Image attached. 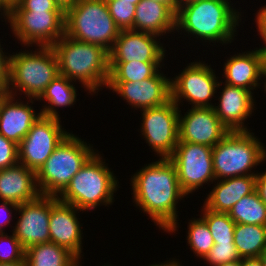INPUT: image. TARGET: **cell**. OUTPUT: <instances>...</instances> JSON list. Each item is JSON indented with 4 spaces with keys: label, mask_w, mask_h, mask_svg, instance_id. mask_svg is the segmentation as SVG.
<instances>
[{
    "label": "cell",
    "mask_w": 266,
    "mask_h": 266,
    "mask_svg": "<svg viewBox=\"0 0 266 266\" xmlns=\"http://www.w3.org/2000/svg\"><path fill=\"white\" fill-rule=\"evenodd\" d=\"M132 176L130 181L136 207L148 214L159 229L175 233L179 225L176 205L186 194L180 188L173 162L169 158H159Z\"/></svg>",
    "instance_id": "1"
},
{
    "label": "cell",
    "mask_w": 266,
    "mask_h": 266,
    "mask_svg": "<svg viewBox=\"0 0 266 266\" xmlns=\"http://www.w3.org/2000/svg\"><path fill=\"white\" fill-rule=\"evenodd\" d=\"M230 0H193L177 8L175 30L205 42L232 43L241 14ZM236 29V30H235ZM190 33V34H189Z\"/></svg>",
    "instance_id": "2"
},
{
    "label": "cell",
    "mask_w": 266,
    "mask_h": 266,
    "mask_svg": "<svg viewBox=\"0 0 266 266\" xmlns=\"http://www.w3.org/2000/svg\"><path fill=\"white\" fill-rule=\"evenodd\" d=\"M52 48L58 59L60 75L71 81L81 82L82 87L90 94L107 86L110 73L108 50L65 34Z\"/></svg>",
    "instance_id": "3"
},
{
    "label": "cell",
    "mask_w": 266,
    "mask_h": 266,
    "mask_svg": "<svg viewBox=\"0 0 266 266\" xmlns=\"http://www.w3.org/2000/svg\"><path fill=\"white\" fill-rule=\"evenodd\" d=\"M12 54H9L7 93L16 97L17 92L21 91L33 104L59 75L56 53L52 46H39L37 51L21 50Z\"/></svg>",
    "instance_id": "4"
},
{
    "label": "cell",
    "mask_w": 266,
    "mask_h": 266,
    "mask_svg": "<svg viewBox=\"0 0 266 266\" xmlns=\"http://www.w3.org/2000/svg\"><path fill=\"white\" fill-rule=\"evenodd\" d=\"M103 160L99 152L95 153L73 176L58 200L81 211L111 205L119 182Z\"/></svg>",
    "instance_id": "5"
},
{
    "label": "cell",
    "mask_w": 266,
    "mask_h": 266,
    "mask_svg": "<svg viewBox=\"0 0 266 266\" xmlns=\"http://www.w3.org/2000/svg\"><path fill=\"white\" fill-rule=\"evenodd\" d=\"M88 145L72 133L65 137L36 172L41 195L58 197L64 191L73 176L97 152Z\"/></svg>",
    "instance_id": "6"
},
{
    "label": "cell",
    "mask_w": 266,
    "mask_h": 266,
    "mask_svg": "<svg viewBox=\"0 0 266 266\" xmlns=\"http://www.w3.org/2000/svg\"><path fill=\"white\" fill-rule=\"evenodd\" d=\"M250 131L229 132L212 148L216 180L256 175L251 171L266 160V147Z\"/></svg>",
    "instance_id": "7"
},
{
    "label": "cell",
    "mask_w": 266,
    "mask_h": 266,
    "mask_svg": "<svg viewBox=\"0 0 266 266\" xmlns=\"http://www.w3.org/2000/svg\"><path fill=\"white\" fill-rule=\"evenodd\" d=\"M119 32L105 0H78L65 10L64 34L75 40L110 51Z\"/></svg>",
    "instance_id": "8"
},
{
    "label": "cell",
    "mask_w": 266,
    "mask_h": 266,
    "mask_svg": "<svg viewBox=\"0 0 266 266\" xmlns=\"http://www.w3.org/2000/svg\"><path fill=\"white\" fill-rule=\"evenodd\" d=\"M9 25L24 47L52 46L64 36L65 12L11 11Z\"/></svg>",
    "instance_id": "9"
},
{
    "label": "cell",
    "mask_w": 266,
    "mask_h": 266,
    "mask_svg": "<svg viewBox=\"0 0 266 266\" xmlns=\"http://www.w3.org/2000/svg\"><path fill=\"white\" fill-rule=\"evenodd\" d=\"M212 148L207 145L178 142L169 159L177 170L182 191L188 195L204 184L216 183Z\"/></svg>",
    "instance_id": "10"
},
{
    "label": "cell",
    "mask_w": 266,
    "mask_h": 266,
    "mask_svg": "<svg viewBox=\"0 0 266 266\" xmlns=\"http://www.w3.org/2000/svg\"><path fill=\"white\" fill-rule=\"evenodd\" d=\"M180 107L171 99L163 106L141 110V135L160 158H169L179 141Z\"/></svg>",
    "instance_id": "11"
},
{
    "label": "cell",
    "mask_w": 266,
    "mask_h": 266,
    "mask_svg": "<svg viewBox=\"0 0 266 266\" xmlns=\"http://www.w3.org/2000/svg\"><path fill=\"white\" fill-rule=\"evenodd\" d=\"M214 72L205 61L189 63L178 76L171 79V99L178 106L184 98L192 107H213L209 101L215 97L214 94L222 84Z\"/></svg>",
    "instance_id": "12"
},
{
    "label": "cell",
    "mask_w": 266,
    "mask_h": 266,
    "mask_svg": "<svg viewBox=\"0 0 266 266\" xmlns=\"http://www.w3.org/2000/svg\"><path fill=\"white\" fill-rule=\"evenodd\" d=\"M68 134L60 119L40 115L18 145V163L37 172Z\"/></svg>",
    "instance_id": "13"
},
{
    "label": "cell",
    "mask_w": 266,
    "mask_h": 266,
    "mask_svg": "<svg viewBox=\"0 0 266 266\" xmlns=\"http://www.w3.org/2000/svg\"><path fill=\"white\" fill-rule=\"evenodd\" d=\"M17 212L20 216L12 232L25 250L35 244L50 242L51 196L40 195L22 203Z\"/></svg>",
    "instance_id": "14"
},
{
    "label": "cell",
    "mask_w": 266,
    "mask_h": 266,
    "mask_svg": "<svg viewBox=\"0 0 266 266\" xmlns=\"http://www.w3.org/2000/svg\"><path fill=\"white\" fill-rule=\"evenodd\" d=\"M159 70L153 77L136 82H108L109 88L137 110L155 108L171 100V78Z\"/></svg>",
    "instance_id": "15"
},
{
    "label": "cell",
    "mask_w": 266,
    "mask_h": 266,
    "mask_svg": "<svg viewBox=\"0 0 266 266\" xmlns=\"http://www.w3.org/2000/svg\"><path fill=\"white\" fill-rule=\"evenodd\" d=\"M187 111L183 116L179 110L178 142L214 147L229 133L217 117L213 107H192Z\"/></svg>",
    "instance_id": "16"
},
{
    "label": "cell",
    "mask_w": 266,
    "mask_h": 266,
    "mask_svg": "<svg viewBox=\"0 0 266 266\" xmlns=\"http://www.w3.org/2000/svg\"><path fill=\"white\" fill-rule=\"evenodd\" d=\"M159 36L135 30H120L109 51V62H162L165 48L157 40Z\"/></svg>",
    "instance_id": "17"
},
{
    "label": "cell",
    "mask_w": 266,
    "mask_h": 266,
    "mask_svg": "<svg viewBox=\"0 0 266 266\" xmlns=\"http://www.w3.org/2000/svg\"><path fill=\"white\" fill-rule=\"evenodd\" d=\"M78 208L51 196V213L49 219L50 242L62 246L78 259L82 256V228L77 218Z\"/></svg>",
    "instance_id": "18"
},
{
    "label": "cell",
    "mask_w": 266,
    "mask_h": 266,
    "mask_svg": "<svg viewBox=\"0 0 266 266\" xmlns=\"http://www.w3.org/2000/svg\"><path fill=\"white\" fill-rule=\"evenodd\" d=\"M222 92L218 98V106L213 109L221 123L229 130L233 131H250L245 120L254 112L253 93L245 88L230 86L225 83Z\"/></svg>",
    "instance_id": "19"
},
{
    "label": "cell",
    "mask_w": 266,
    "mask_h": 266,
    "mask_svg": "<svg viewBox=\"0 0 266 266\" xmlns=\"http://www.w3.org/2000/svg\"><path fill=\"white\" fill-rule=\"evenodd\" d=\"M225 84L252 92L260 86L266 73V56L258 49L237 53L226 60L223 67Z\"/></svg>",
    "instance_id": "20"
},
{
    "label": "cell",
    "mask_w": 266,
    "mask_h": 266,
    "mask_svg": "<svg viewBox=\"0 0 266 266\" xmlns=\"http://www.w3.org/2000/svg\"><path fill=\"white\" fill-rule=\"evenodd\" d=\"M18 100L7 94L0 102V134L17 145L41 115L40 112L35 113L29 101L24 104Z\"/></svg>",
    "instance_id": "21"
},
{
    "label": "cell",
    "mask_w": 266,
    "mask_h": 266,
    "mask_svg": "<svg viewBox=\"0 0 266 266\" xmlns=\"http://www.w3.org/2000/svg\"><path fill=\"white\" fill-rule=\"evenodd\" d=\"M41 195L36 172L21 163L0 170V199L20 205Z\"/></svg>",
    "instance_id": "22"
},
{
    "label": "cell",
    "mask_w": 266,
    "mask_h": 266,
    "mask_svg": "<svg viewBox=\"0 0 266 266\" xmlns=\"http://www.w3.org/2000/svg\"><path fill=\"white\" fill-rule=\"evenodd\" d=\"M212 191L207 195L204 206L215 212L228 213L242 197L255 190L256 175L216 180Z\"/></svg>",
    "instance_id": "23"
},
{
    "label": "cell",
    "mask_w": 266,
    "mask_h": 266,
    "mask_svg": "<svg viewBox=\"0 0 266 266\" xmlns=\"http://www.w3.org/2000/svg\"><path fill=\"white\" fill-rule=\"evenodd\" d=\"M176 12L167 4L140 0L136 5L134 30L163 36L175 31Z\"/></svg>",
    "instance_id": "24"
},
{
    "label": "cell",
    "mask_w": 266,
    "mask_h": 266,
    "mask_svg": "<svg viewBox=\"0 0 266 266\" xmlns=\"http://www.w3.org/2000/svg\"><path fill=\"white\" fill-rule=\"evenodd\" d=\"M73 83V84H72ZM77 89L74 82L63 75H58L52 82L45 88L43 93L37 101L44 100L48 104L42 106L40 113L43 116L54 117L60 119L56 108L58 107H71L76 102ZM56 107V108H55Z\"/></svg>",
    "instance_id": "25"
},
{
    "label": "cell",
    "mask_w": 266,
    "mask_h": 266,
    "mask_svg": "<svg viewBox=\"0 0 266 266\" xmlns=\"http://www.w3.org/2000/svg\"><path fill=\"white\" fill-rule=\"evenodd\" d=\"M27 266H75L79 260L68 249L53 242L35 244L25 250Z\"/></svg>",
    "instance_id": "26"
},
{
    "label": "cell",
    "mask_w": 266,
    "mask_h": 266,
    "mask_svg": "<svg viewBox=\"0 0 266 266\" xmlns=\"http://www.w3.org/2000/svg\"><path fill=\"white\" fill-rule=\"evenodd\" d=\"M234 244L241 258L259 257L266 248V226L236 223Z\"/></svg>",
    "instance_id": "27"
},
{
    "label": "cell",
    "mask_w": 266,
    "mask_h": 266,
    "mask_svg": "<svg viewBox=\"0 0 266 266\" xmlns=\"http://www.w3.org/2000/svg\"><path fill=\"white\" fill-rule=\"evenodd\" d=\"M161 62H109L108 82H136L153 77L161 70Z\"/></svg>",
    "instance_id": "28"
},
{
    "label": "cell",
    "mask_w": 266,
    "mask_h": 266,
    "mask_svg": "<svg viewBox=\"0 0 266 266\" xmlns=\"http://www.w3.org/2000/svg\"><path fill=\"white\" fill-rule=\"evenodd\" d=\"M228 215L235 223L266 226V204L255 190L242 197Z\"/></svg>",
    "instance_id": "29"
},
{
    "label": "cell",
    "mask_w": 266,
    "mask_h": 266,
    "mask_svg": "<svg viewBox=\"0 0 266 266\" xmlns=\"http://www.w3.org/2000/svg\"><path fill=\"white\" fill-rule=\"evenodd\" d=\"M201 212L203 213L201 217L206 221L215 244L234 243L236 223L228 213L215 212L207 209L204 205Z\"/></svg>",
    "instance_id": "30"
},
{
    "label": "cell",
    "mask_w": 266,
    "mask_h": 266,
    "mask_svg": "<svg viewBox=\"0 0 266 266\" xmlns=\"http://www.w3.org/2000/svg\"><path fill=\"white\" fill-rule=\"evenodd\" d=\"M188 224V246L196 256L204 259L215 244L210 229L202 217L192 218Z\"/></svg>",
    "instance_id": "31"
},
{
    "label": "cell",
    "mask_w": 266,
    "mask_h": 266,
    "mask_svg": "<svg viewBox=\"0 0 266 266\" xmlns=\"http://www.w3.org/2000/svg\"><path fill=\"white\" fill-rule=\"evenodd\" d=\"M109 13L120 30H134L136 5L133 1L105 0Z\"/></svg>",
    "instance_id": "32"
},
{
    "label": "cell",
    "mask_w": 266,
    "mask_h": 266,
    "mask_svg": "<svg viewBox=\"0 0 266 266\" xmlns=\"http://www.w3.org/2000/svg\"><path fill=\"white\" fill-rule=\"evenodd\" d=\"M3 242L6 244L5 247ZM24 258L25 249L15 235L12 233V235L9 236L7 233L5 234V232L0 233V263L17 262Z\"/></svg>",
    "instance_id": "33"
},
{
    "label": "cell",
    "mask_w": 266,
    "mask_h": 266,
    "mask_svg": "<svg viewBox=\"0 0 266 266\" xmlns=\"http://www.w3.org/2000/svg\"><path fill=\"white\" fill-rule=\"evenodd\" d=\"M242 259L234 243L214 244L210 252L203 259L211 266L233 262Z\"/></svg>",
    "instance_id": "34"
},
{
    "label": "cell",
    "mask_w": 266,
    "mask_h": 266,
    "mask_svg": "<svg viewBox=\"0 0 266 266\" xmlns=\"http://www.w3.org/2000/svg\"><path fill=\"white\" fill-rule=\"evenodd\" d=\"M11 11L65 12L55 0H18Z\"/></svg>",
    "instance_id": "35"
},
{
    "label": "cell",
    "mask_w": 266,
    "mask_h": 266,
    "mask_svg": "<svg viewBox=\"0 0 266 266\" xmlns=\"http://www.w3.org/2000/svg\"><path fill=\"white\" fill-rule=\"evenodd\" d=\"M18 145L0 134V170L18 163Z\"/></svg>",
    "instance_id": "36"
},
{
    "label": "cell",
    "mask_w": 266,
    "mask_h": 266,
    "mask_svg": "<svg viewBox=\"0 0 266 266\" xmlns=\"http://www.w3.org/2000/svg\"><path fill=\"white\" fill-rule=\"evenodd\" d=\"M0 43V89L7 91L8 80H9V58L10 56L5 55V51H2Z\"/></svg>",
    "instance_id": "37"
},
{
    "label": "cell",
    "mask_w": 266,
    "mask_h": 266,
    "mask_svg": "<svg viewBox=\"0 0 266 266\" xmlns=\"http://www.w3.org/2000/svg\"><path fill=\"white\" fill-rule=\"evenodd\" d=\"M255 18L257 30L265 44L262 48H259V50L266 56V5L258 10Z\"/></svg>",
    "instance_id": "38"
},
{
    "label": "cell",
    "mask_w": 266,
    "mask_h": 266,
    "mask_svg": "<svg viewBox=\"0 0 266 266\" xmlns=\"http://www.w3.org/2000/svg\"><path fill=\"white\" fill-rule=\"evenodd\" d=\"M0 202H1L0 203V212L5 214V215L2 214L4 216L3 217L0 213V215L3 217V220L0 219V233H2V232H5L4 231L5 229H3V228H5L4 226L11 225L10 222L12 220V212H15L18 209V205L15 203L9 202V201H0ZM12 209L15 211H13Z\"/></svg>",
    "instance_id": "39"
},
{
    "label": "cell",
    "mask_w": 266,
    "mask_h": 266,
    "mask_svg": "<svg viewBox=\"0 0 266 266\" xmlns=\"http://www.w3.org/2000/svg\"><path fill=\"white\" fill-rule=\"evenodd\" d=\"M255 191L260 199L266 204V171L256 174Z\"/></svg>",
    "instance_id": "40"
},
{
    "label": "cell",
    "mask_w": 266,
    "mask_h": 266,
    "mask_svg": "<svg viewBox=\"0 0 266 266\" xmlns=\"http://www.w3.org/2000/svg\"><path fill=\"white\" fill-rule=\"evenodd\" d=\"M0 12L5 17V22L8 21L10 23L11 5L6 0H0Z\"/></svg>",
    "instance_id": "41"
},
{
    "label": "cell",
    "mask_w": 266,
    "mask_h": 266,
    "mask_svg": "<svg viewBox=\"0 0 266 266\" xmlns=\"http://www.w3.org/2000/svg\"><path fill=\"white\" fill-rule=\"evenodd\" d=\"M241 266H263V263L259 257L242 258Z\"/></svg>",
    "instance_id": "42"
},
{
    "label": "cell",
    "mask_w": 266,
    "mask_h": 266,
    "mask_svg": "<svg viewBox=\"0 0 266 266\" xmlns=\"http://www.w3.org/2000/svg\"><path fill=\"white\" fill-rule=\"evenodd\" d=\"M55 1L65 11L67 8L76 4L78 0H55Z\"/></svg>",
    "instance_id": "43"
},
{
    "label": "cell",
    "mask_w": 266,
    "mask_h": 266,
    "mask_svg": "<svg viewBox=\"0 0 266 266\" xmlns=\"http://www.w3.org/2000/svg\"><path fill=\"white\" fill-rule=\"evenodd\" d=\"M148 266H182V265H180V262L179 261H176V259L174 258H172V260L170 261V259L167 261H164V263H162L161 262V264L160 263H158V264H149Z\"/></svg>",
    "instance_id": "44"
},
{
    "label": "cell",
    "mask_w": 266,
    "mask_h": 266,
    "mask_svg": "<svg viewBox=\"0 0 266 266\" xmlns=\"http://www.w3.org/2000/svg\"><path fill=\"white\" fill-rule=\"evenodd\" d=\"M0 266H27L25 258L21 261L11 263H0Z\"/></svg>",
    "instance_id": "45"
},
{
    "label": "cell",
    "mask_w": 266,
    "mask_h": 266,
    "mask_svg": "<svg viewBox=\"0 0 266 266\" xmlns=\"http://www.w3.org/2000/svg\"><path fill=\"white\" fill-rule=\"evenodd\" d=\"M153 1H158L164 4L169 5L175 12L177 11L178 6L176 5L175 0H153Z\"/></svg>",
    "instance_id": "46"
},
{
    "label": "cell",
    "mask_w": 266,
    "mask_h": 266,
    "mask_svg": "<svg viewBox=\"0 0 266 266\" xmlns=\"http://www.w3.org/2000/svg\"><path fill=\"white\" fill-rule=\"evenodd\" d=\"M216 266H241V259L233 261V262H227V263L219 264Z\"/></svg>",
    "instance_id": "47"
},
{
    "label": "cell",
    "mask_w": 266,
    "mask_h": 266,
    "mask_svg": "<svg viewBox=\"0 0 266 266\" xmlns=\"http://www.w3.org/2000/svg\"><path fill=\"white\" fill-rule=\"evenodd\" d=\"M259 258L261 259L263 266H266V248L265 250L260 254Z\"/></svg>",
    "instance_id": "48"
},
{
    "label": "cell",
    "mask_w": 266,
    "mask_h": 266,
    "mask_svg": "<svg viewBox=\"0 0 266 266\" xmlns=\"http://www.w3.org/2000/svg\"><path fill=\"white\" fill-rule=\"evenodd\" d=\"M176 1V5L179 7L187 2L193 1V0H175Z\"/></svg>",
    "instance_id": "49"
},
{
    "label": "cell",
    "mask_w": 266,
    "mask_h": 266,
    "mask_svg": "<svg viewBox=\"0 0 266 266\" xmlns=\"http://www.w3.org/2000/svg\"><path fill=\"white\" fill-rule=\"evenodd\" d=\"M7 91L0 89V102L2 101V99L7 95Z\"/></svg>",
    "instance_id": "50"
},
{
    "label": "cell",
    "mask_w": 266,
    "mask_h": 266,
    "mask_svg": "<svg viewBox=\"0 0 266 266\" xmlns=\"http://www.w3.org/2000/svg\"><path fill=\"white\" fill-rule=\"evenodd\" d=\"M120 1H133V4L137 5L140 0H120Z\"/></svg>",
    "instance_id": "51"
},
{
    "label": "cell",
    "mask_w": 266,
    "mask_h": 266,
    "mask_svg": "<svg viewBox=\"0 0 266 266\" xmlns=\"http://www.w3.org/2000/svg\"><path fill=\"white\" fill-rule=\"evenodd\" d=\"M10 5H13L16 3L18 0H6Z\"/></svg>",
    "instance_id": "52"
},
{
    "label": "cell",
    "mask_w": 266,
    "mask_h": 266,
    "mask_svg": "<svg viewBox=\"0 0 266 266\" xmlns=\"http://www.w3.org/2000/svg\"><path fill=\"white\" fill-rule=\"evenodd\" d=\"M263 78L265 80V82H263L264 83V86L263 87L265 88L264 90H265V93H266V73H265V76Z\"/></svg>",
    "instance_id": "53"
},
{
    "label": "cell",
    "mask_w": 266,
    "mask_h": 266,
    "mask_svg": "<svg viewBox=\"0 0 266 266\" xmlns=\"http://www.w3.org/2000/svg\"><path fill=\"white\" fill-rule=\"evenodd\" d=\"M75 266H82V265H80V262H78Z\"/></svg>",
    "instance_id": "54"
}]
</instances>
